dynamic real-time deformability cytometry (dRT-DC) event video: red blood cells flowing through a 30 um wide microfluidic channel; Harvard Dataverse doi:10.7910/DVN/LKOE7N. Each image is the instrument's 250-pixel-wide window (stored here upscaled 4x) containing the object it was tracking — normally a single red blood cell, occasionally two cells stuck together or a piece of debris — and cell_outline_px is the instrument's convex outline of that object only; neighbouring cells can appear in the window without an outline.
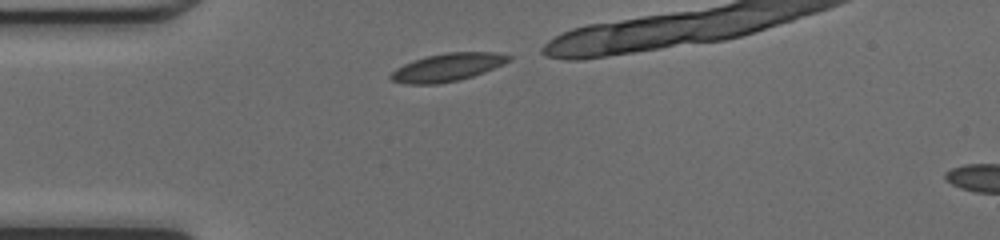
{"species": "common noctule bat (a hibernating species)", "species_latin": "Nyctalus noctula", "temperature_condition": "cold", "stored_images_in_passage": 9, "camera_frame_rate_fps": 3000, "um_per_image_px": 0.085, "animal": {"sex": "female", "body_mass_g": 17.0, "forearm_length_mm": 48.0}, "frame": {"image": 1, "passage_image": 1, "time_ms": 0.0, "image_size_px": [1000, 240], "cell_outline_px": [[512, 60], [504, 64], [484, 72], [460, 80], [436, 84], [404, 84], [392, 80], [388, 76], [396, 68], [412, 60], [428, 56], [448, 52], [496, 52], [512, 56]], "centroid_in_image_um": [38.04, 5.72], "position_along_channel_um": 47.0, "area_um2": 19.25}}
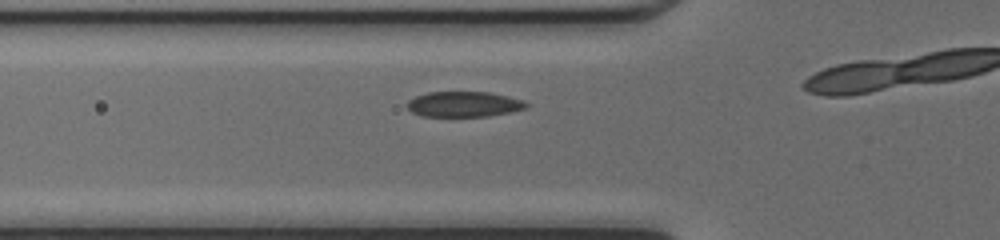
{"frame": {"image": 2, "passage_image": 5, "time_ms": 1.333, "image_size_px": [1000, 240], "cell_outline_px": [[528, 108], [488, 116], [420, 116], [412, 112], [404, 104], [408, 100], [416, 96], [428, 92], [488, 92], [508, 96], [524, 100], [528, 104]], "centroid_in_image_um": [39.41, 8.85], "position_along_channel_um": 86.4, "area_um2": 17.69}}
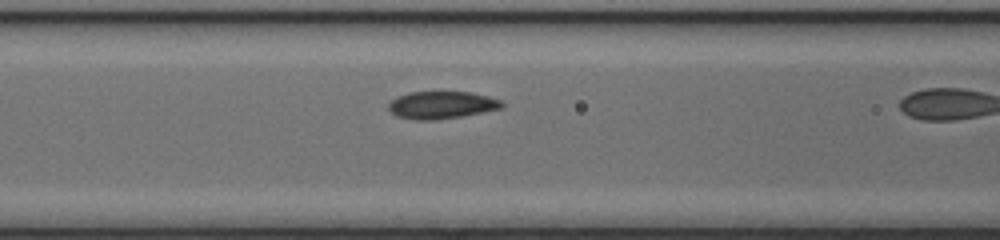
{"frame": {"image": 3, "passage_image": 8, "time_ms": 2.333, "image_size_px": [1000, 240], "cell_outline_px": [[504, 108], [460, 116], [436, 120], [416, 120], [396, 116], [388, 108], [388, 104], [392, 100], [408, 92], [472, 92], [488, 96], [500, 100], [504, 104]], "centroid_in_image_um": [37.55, 8.92], "position_along_channel_um": 129.1, "area_um2": 18.03}}